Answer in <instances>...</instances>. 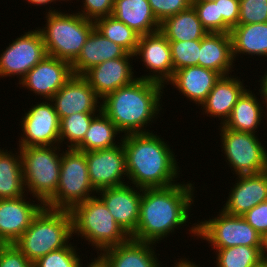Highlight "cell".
I'll use <instances>...</instances> for the list:
<instances>
[{"label": "cell", "mask_w": 267, "mask_h": 267, "mask_svg": "<svg viewBox=\"0 0 267 267\" xmlns=\"http://www.w3.org/2000/svg\"><path fill=\"white\" fill-rule=\"evenodd\" d=\"M181 183L142 189L139 221L131 239L156 244L188 223L195 186Z\"/></svg>", "instance_id": "1"}, {"label": "cell", "mask_w": 267, "mask_h": 267, "mask_svg": "<svg viewBox=\"0 0 267 267\" xmlns=\"http://www.w3.org/2000/svg\"><path fill=\"white\" fill-rule=\"evenodd\" d=\"M121 137L126 154L127 179L132 181L129 184L145 189L178 183L177 155L162 137L153 131Z\"/></svg>", "instance_id": "2"}, {"label": "cell", "mask_w": 267, "mask_h": 267, "mask_svg": "<svg viewBox=\"0 0 267 267\" xmlns=\"http://www.w3.org/2000/svg\"><path fill=\"white\" fill-rule=\"evenodd\" d=\"M164 87L157 82L137 78L102 99L101 111L124 136L149 133L147 124L157 119L163 109L160 99Z\"/></svg>", "instance_id": "3"}, {"label": "cell", "mask_w": 267, "mask_h": 267, "mask_svg": "<svg viewBox=\"0 0 267 267\" xmlns=\"http://www.w3.org/2000/svg\"><path fill=\"white\" fill-rule=\"evenodd\" d=\"M72 237L70 211L44 206L14 245L35 263L48 253L66 247Z\"/></svg>", "instance_id": "4"}, {"label": "cell", "mask_w": 267, "mask_h": 267, "mask_svg": "<svg viewBox=\"0 0 267 267\" xmlns=\"http://www.w3.org/2000/svg\"><path fill=\"white\" fill-rule=\"evenodd\" d=\"M45 14V27L38 29L42 34L47 55L72 64L95 28L94 21L77 12L70 14L50 8Z\"/></svg>", "instance_id": "5"}, {"label": "cell", "mask_w": 267, "mask_h": 267, "mask_svg": "<svg viewBox=\"0 0 267 267\" xmlns=\"http://www.w3.org/2000/svg\"><path fill=\"white\" fill-rule=\"evenodd\" d=\"M73 234L88 241L100 253L127 242L131 237L116 223L103 201L97 197L77 204L70 210Z\"/></svg>", "instance_id": "6"}, {"label": "cell", "mask_w": 267, "mask_h": 267, "mask_svg": "<svg viewBox=\"0 0 267 267\" xmlns=\"http://www.w3.org/2000/svg\"><path fill=\"white\" fill-rule=\"evenodd\" d=\"M60 147V145L18 147L26 192H30V195L32 194L44 205L56 194L58 187L62 161Z\"/></svg>", "instance_id": "7"}, {"label": "cell", "mask_w": 267, "mask_h": 267, "mask_svg": "<svg viewBox=\"0 0 267 267\" xmlns=\"http://www.w3.org/2000/svg\"><path fill=\"white\" fill-rule=\"evenodd\" d=\"M62 152L60 176L56 194L45 204L51 209L71 210L74 206L94 197L86 155L74 148Z\"/></svg>", "instance_id": "8"}, {"label": "cell", "mask_w": 267, "mask_h": 267, "mask_svg": "<svg viewBox=\"0 0 267 267\" xmlns=\"http://www.w3.org/2000/svg\"><path fill=\"white\" fill-rule=\"evenodd\" d=\"M190 227L189 234L206 240L212 248L234 246L262 247L263 237L252 228L243 216L229 215L222 209L212 219L198 221Z\"/></svg>", "instance_id": "9"}, {"label": "cell", "mask_w": 267, "mask_h": 267, "mask_svg": "<svg viewBox=\"0 0 267 267\" xmlns=\"http://www.w3.org/2000/svg\"><path fill=\"white\" fill-rule=\"evenodd\" d=\"M219 127H221L220 142L223 149L221 152L224 153L225 161L235 176L267 171L266 147L256 134L230 130L224 125Z\"/></svg>", "instance_id": "10"}, {"label": "cell", "mask_w": 267, "mask_h": 267, "mask_svg": "<svg viewBox=\"0 0 267 267\" xmlns=\"http://www.w3.org/2000/svg\"><path fill=\"white\" fill-rule=\"evenodd\" d=\"M12 41L0 54V77L17 75L20 81L47 56V52L38 28L24 32Z\"/></svg>", "instance_id": "11"}, {"label": "cell", "mask_w": 267, "mask_h": 267, "mask_svg": "<svg viewBox=\"0 0 267 267\" xmlns=\"http://www.w3.org/2000/svg\"><path fill=\"white\" fill-rule=\"evenodd\" d=\"M22 117L19 147L60 145V119L50 100L37 102Z\"/></svg>", "instance_id": "12"}, {"label": "cell", "mask_w": 267, "mask_h": 267, "mask_svg": "<svg viewBox=\"0 0 267 267\" xmlns=\"http://www.w3.org/2000/svg\"><path fill=\"white\" fill-rule=\"evenodd\" d=\"M84 153L86 155L89 178L96 192L131 182H124L127 178V170L123 143L112 148Z\"/></svg>", "instance_id": "13"}, {"label": "cell", "mask_w": 267, "mask_h": 267, "mask_svg": "<svg viewBox=\"0 0 267 267\" xmlns=\"http://www.w3.org/2000/svg\"><path fill=\"white\" fill-rule=\"evenodd\" d=\"M134 57L141 58L149 74L139 79L157 82L165 86L174 74L170 43L160 31L140 36Z\"/></svg>", "instance_id": "14"}, {"label": "cell", "mask_w": 267, "mask_h": 267, "mask_svg": "<svg viewBox=\"0 0 267 267\" xmlns=\"http://www.w3.org/2000/svg\"><path fill=\"white\" fill-rule=\"evenodd\" d=\"M72 75L69 62L47 55L18 84L41 98L50 100Z\"/></svg>", "instance_id": "15"}, {"label": "cell", "mask_w": 267, "mask_h": 267, "mask_svg": "<svg viewBox=\"0 0 267 267\" xmlns=\"http://www.w3.org/2000/svg\"><path fill=\"white\" fill-rule=\"evenodd\" d=\"M132 186L127 183L97 191L98 197L106 205L116 223L130 237L136 232L142 197V188Z\"/></svg>", "instance_id": "16"}, {"label": "cell", "mask_w": 267, "mask_h": 267, "mask_svg": "<svg viewBox=\"0 0 267 267\" xmlns=\"http://www.w3.org/2000/svg\"><path fill=\"white\" fill-rule=\"evenodd\" d=\"M50 101L59 119L74 113H99L102 102L88 82L79 75H72Z\"/></svg>", "instance_id": "17"}, {"label": "cell", "mask_w": 267, "mask_h": 267, "mask_svg": "<svg viewBox=\"0 0 267 267\" xmlns=\"http://www.w3.org/2000/svg\"><path fill=\"white\" fill-rule=\"evenodd\" d=\"M133 57L134 54L127 53L124 57L104 61L87 70L82 77L102 100L108 94L133 83L138 78L134 76L133 65L130 62Z\"/></svg>", "instance_id": "18"}, {"label": "cell", "mask_w": 267, "mask_h": 267, "mask_svg": "<svg viewBox=\"0 0 267 267\" xmlns=\"http://www.w3.org/2000/svg\"><path fill=\"white\" fill-rule=\"evenodd\" d=\"M25 197L0 199V240L4 244H14L45 206L40 200L36 204Z\"/></svg>", "instance_id": "19"}, {"label": "cell", "mask_w": 267, "mask_h": 267, "mask_svg": "<svg viewBox=\"0 0 267 267\" xmlns=\"http://www.w3.org/2000/svg\"><path fill=\"white\" fill-rule=\"evenodd\" d=\"M238 179V180H237ZM222 210L235 216H244L256 205L267 201V171L259 174L238 175Z\"/></svg>", "instance_id": "20"}, {"label": "cell", "mask_w": 267, "mask_h": 267, "mask_svg": "<svg viewBox=\"0 0 267 267\" xmlns=\"http://www.w3.org/2000/svg\"><path fill=\"white\" fill-rule=\"evenodd\" d=\"M221 77L212 69L188 66L175 71L168 83L199 107Z\"/></svg>", "instance_id": "21"}, {"label": "cell", "mask_w": 267, "mask_h": 267, "mask_svg": "<svg viewBox=\"0 0 267 267\" xmlns=\"http://www.w3.org/2000/svg\"><path fill=\"white\" fill-rule=\"evenodd\" d=\"M243 80L234 75L222 76L201 104L203 115L218 117L220 125L229 119L238 98L246 90ZM209 114V115H208Z\"/></svg>", "instance_id": "22"}, {"label": "cell", "mask_w": 267, "mask_h": 267, "mask_svg": "<svg viewBox=\"0 0 267 267\" xmlns=\"http://www.w3.org/2000/svg\"><path fill=\"white\" fill-rule=\"evenodd\" d=\"M155 243L129 239L127 242L101 252L110 267H161Z\"/></svg>", "instance_id": "23"}, {"label": "cell", "mask_w": 267, "mask_h": 267, "mask_svg": "<svg viewBox=\"0 0 267 267\" xmlns=\"http://www.w3.org/2000/svg\"><path fill=\"white\" fill-rule=\"evenodd\" d=\"M198 58V66L212 69L222 76L232 73L236 64H234L230 33H207L200 40Z\"/></svg>", "instance_id": "24"}, {"label": "cell", "mask_w": 267, "mask_h": 267, "mask_svg": "<svg viewBox=\"0 0 267 267\" xmlns=\"http://www.w3.org/2000/svg\"><path fill=\"white\" fill-rule=\"evenodd\" d=\"M128 52L120 45L104 37L95 28L92 30L81 53L71 64L73 75L82 76L87 70L100 63L124 57Z\"/></svg>", "instance_id": "25"}, {"label": "cell", "mask_w": 267, "mask_h": 267, "mask_svg": "<svg viewBox=\"0 0 267 267\" xmlns=\"http://www.w3.org/2000/svg\"><path fill=\"white\" fill-rule=\"evenodd\" d=\"M112 16L140 36L160 30L148 0H115Z\"/></svg>", "instance_id": "26"}, {"label": "cell", "mask_w": 267, "mask_h": 267, "mask_svg": "<svg viewBox=\"0 0 267 267\" xmlns=\"http://www.w3.org/2000/svg\"><path fill=\"white\" fill-rule=\"evenodd\" d=\"M257 98L252 90L246 89L238 98L224 126L230 130L257 134L256 130H258V127L262 123V119L265 118L263 113L265 114L266 112L263 108L266 106L263 97L261 100L262 103L260 102L261 98L259 100Z\"/></svg>", "instance_id": "27"}, {"label": "cell", "mask_w": 267, "mask_h": 267, "mask_svg": "<svg viewBox=\"0 0 267 267\" xmlns=\"http://www.w3.org/2000/svg\"><path fill=\"white\" fill-rule=\"evenodd\" d=\"M230 36L234 61L239 54L267 57V22L237 25Z\"/></svg>", "instance_id": "28"}, {"label": "cell", "mask_w": 267, "mask_h": 267, "mask_svg": "<svg viewBox=\"0 0 267 267\" xmlns=\"http://www.w3.org/2000/svg\"><path fill=\"white\" fill-rule=\"evenodd\" d=\"M160 31L168 41L201 40L208 33L203 28L192 5L166 18L160 23Z\"/></svg>", "instance_id": "29"}, {"label": "cell", "mask_w": 267, "mask_h": 267, "mask_svg": "<svg viewBox=\"0 0 267 267\" xmlns=\"http://www.w3.org/2000/svg\"><path fill=\"white\" fill-rule=\"evenodd\" d=\"M13 152L0 149V199L20 198L26 194L19 148ZM19 153V154H18Z\"/></svg>", "instance_id": "30"}, {"label": "cell", "mask_w": 267, "mask_h": 267, "mask_svg": "<svg viewBox=\"0 0 267 267\" xmlns=\"http://www.w3.org/2000/svg\"><path fill=\"white\" fill-rule=\"evenodd\" d=\"M121 132L115 124L100 111L91 121L84 139L74 148L87 152L98 149H108L122 143V138L116 144V137Z\"/></svg>", "instance_id": "31"}, {"label": "cell", "mask_w": 267, "mask_h": 267, "mask_svg": "<svg viewBox=\"0 0 267 267\" xmlns=\"http://www.w3.org/2000/svg\"><path fill=\"white\" fill-rule=\"evenodd\" d=\"M95 29L110 41L134 54L140 35L115 17L107 16L94 21Z\"/></svg>", "instance_id": "32"}, {"label": "cell", "mask_w": 267, "mask_h": 267, "mask_svg": "<svg viewBox=\"0 0 267 267\" xmlns=\"http://www.w3.org/2000/svg\"><path fill=\"white\" fill-rule=\"evenodd\" d=\"M216 250V267H256L262 263V247L234 246Z\"/></svg>", "instance_id": "33"}, {"label": "cell", "mask_w": 267, "mask_h": 267, "mask_svg": "<svg viewBox=\"0 0 267 267\" xmlns=\"http://www.w3.org/2000/svg\"><path fill=\"white\" fill-rule=\"evenodd\" d=\"M98 113H74L60 119V146L65 140L67 148H75L87 133L92 119Z\"/></svg>", "instance_id": "34"}, {"label": "cell", "mask_w": 267, "mask_h": 267, "mask_svg": "<svg viewBox=\"0 0 267 267\" xmlns=\"http://www.w3.org/2000/svg\"><path fill=\"white\" fill-rule=\"evenodd\" d=\"M174 72L188 66H198L200 40L169 41Z\"/></svg>", "instance_id": "35"}, {"label": "cell", "mask_w": 267, "mask_h": 267, "mask_svg": "<svg viewBox=\"0 0 267 267\" xmlns=\"http://www.w3.org/2000/svg\"><path fill=\"white\" fill-rule=\"evenodd\" d=\"M203 28L208 33H230L231 29L219 18L218 4L208 1H192Z\"/></svg>", "instance_id": "36"}, {"label": "cell", "mask_w": 267, "mask_h": 267, "mask_svg": "<svg viewBox=\"0 0 267 267\" xmlns=\"http://www.w3.org/2000/svg\"><path fill=\"white\" fill-rule=\"evenodd\" d=\"M77 245L71 242L61 249L52 251L33 263V267H78L82 260L77 252Z\"/></svg>", "instance_id": "37"}, {"label": "cell", "mask_w": 267, "mask_h": 267, "mask_svg": "<svg viewBox=\"0 0 267 267\" xmlns=\"http://www.w3.org/2000/svg\"><path fill=\"white\" fill-rule=\"evenodd\" d=\"M238 25L267 22V0H239Z\"/></svg>", "instance_id": "38"}, {"label": "cell", "mask_w": 267, "mask_h": 267, "mask_svg": "<svg viewBox=\"0 0 267 267\" xmlns=\"http://www.w3.org/2000/svg\"><path fill=\"white\" fill-rule=\"evenodd\" d=\"M148 2L159 23L192 5V0H148Z\"/></svg>", "instance_id": "39"}, {"label": "cell", "mask_w": 267, "mask_h": 267, "mask_svg": "<svg viewBox=\"0 0 267 267\" xmlns=\"http://www.w3.org/2000/svg\"><path fill=\"white\" fill-rule=\"evenodd\" d=\"M115 0H83L81 11H78L84 18L95 21L96 19L111 16Z\"/></svg>", "instance_id": "40"}, {"label": "cell", "mask_w": 267, "mask_h": 267, "mask_svg": "<svg viewBox=\"0 0 267 267\" xmlns=\"http://www.w3.org/2000/svg\"><path fill=\"white\" fill-rule=\"evenodd\" d=\"M0 267H33V263L14 244H5L0 249Z\"/></svg>", "instance_id": "41"}, {"label": "cell", "mask_w": 267, "mask_h": 267, "mask_svg": "<svg viewBox=\"0 0 267 267\" xmlns=\"http://www.w3.org/2000/svg\"><path fill=\"white\" fill-rule=\"evenodd\" d=\"M243 217L262 237L267 235V201L256 205Z\"/></svg>", "instance_id": "42"}, {"label": "cell", "mask_w": 267, "mask_h": 267, "mask_svg": "<svg viewBox=\"0 0 267 267\" xmlns=\"http://www.w3.org/2000/svg\"><path fill=\"white\" fill-rule=\"evenodd\" d=\"M219 18L230 28L238 25L240 1L239 0H218Z\"/></svg>", "instance_id": "43"}, {"label": "cell", "mask_w": 267, "mask_h": 267, "mask_svg": "<svg viewBox=\"0 0 267 267\" xmlns=\"http://www.w3.org/2000/svg\"><path fill=\"white\" fill-rule=\"evenodd\" d=\"M97 256L98 257H95L94 260L92 259V262L88 263V265H84V267H110L109 263L106 261V259L101 253H97ZM78 267H83L82 261H80Z\"/></svg>", "instance_id": "44"}, {"label": "cell", "mask_w": 267, "mask_h": 267, "mask_svg": "<svg viewBox=\"0 0 267 267\" xmlns=\"http://www.w3.org/2000/svg\"><path fill=\"white\" fill-rule=\"evenodd\" d=\"M260 79L261 80L258 81L260 82V89L258 91L259 94H261L260 97H263V100H265L264 102L267 104V71Z\"/></svg>", "instance_id": "45"}, {"label": "cell", "mask_w": 267, "mask_h": 267, "mask_svg": "<svg viewBox=\"0 0 267 267\" xmlns=\"http://www.w3.org/2000/svg\"><path fill=\"white\" fill-rule=\"evenodd\" d=\"M188 259V260H187ZM179 262L176 260V262H174L175 264L172 267H201L199 264L196 265L195 262H191L189 261V258H178ZM195 263V264H194Z\"/></svg>", "instance_id": "46"}, {"label": "cell", "mask_w": 267, "mask_h": 267, "mask_svg": "<svg viewBox=\"0 0 267 267\" xmlns=\"http://www.w3.org/2000/svg\"><path fill=\"white\" fill-rule=\"evenodd\" d=\"M26 1H27L29 4H32V5L34 4V6H36V5H37V6H38V5H40V6H41V5H42V6L44 5V6H45V5H47V4H48V5L51 4L52 2H53V4L55 3L54 0H26Z\"/></svg>", "instance_id": "47"}, {"label": "cell", "mask_w": 267, "mask_h": 267, "mask_svg": "<svg viewBox=\"0 0 267 267\" xmlns=\"http://www.w3.org/2000/svg\"><path fill=\"white\" fill-rule=\"evenodd\" d=\"M267 259V235L263 237L262 260Z\"/></svg>", "instance_id": "48"}, {"label": "cell", "mask_w": 267, "mask_h": 267, "mask_svg": "<svg viewBox=\"0 0 267 267\" xmlns=\"http://www.w3.org/2000/svg\"><path fill=\"white\" fill-rule=\"evenodd\" d=\"M192 1H208V2H216L218 0H192Z\"/></svg>", "instance_id": "49"}, {"label": "cell", "mask_w": 267, "mask_h": 267, "mask_svg": "<svg viewBox=\"0 0 267 267\" xmlns=\"http://www.w3.org/2000/svg\"><path fill=\"white\" fill-rule=\"evenodd\" d=\"M256 267H266V265H265V263L264 262H262V263H260L258 266H256Z\"/></svg>", "instance_id": "50"}, {"label": "cell", "mask_w": 267, "mask_h": 267, "mask_svg": "<svg viewBox=\"0 0 267 267\" xmlns=\"http://www.w3.org/2000/svg\"><path fill=\"white\" fill-rule=\"evenodd\" d=\"M5 244L0 240V249L4 246Z\"/></svg>", "instance_id": "51"}, {"label": "cell", "mask_w": 267, "mask_h": 267, "mask_svg": "<svg viewBox=\"0 0 267 267\" xmlns=\"http://www.w3.org/2000/svg\"><path fill=\"white\" fill-rule=\"evenodd\" d=\"M56 1H59V2H60V1H67V2H68L69 0H54V2H56ZM70 1H71V0H70Z\"/></svg>", "instance_id": "52"}, {"label": "cell", "mask_w": 267, "mask_h": 267, "mask_svg": "<svg viewBox=\"0 0 267 267\" xmlns=\"http://www.w3.org/2000/svg\"><path fill=\"white\" fill-rule=\"evenodd\" d=\"M265 107H266V109H265V110H267V104H266V106H265ZM265 116L267 117V112L265 113ZM265 119L267 120V118H265Z\"/></svg>", "instance_id": "53"}, {"label": "cell", "mask_w": 267, "mask_h": 267, "mask_svg": "<svg viewBox=\"0 0 267 267\" xmlns=\"http://www.w3.org/2000/svg\"><path fill=\"white\" fill-rule=\"evenodd\" d=\"M262 261L265 263V265L267 267V259L266 260H262Z\"/></svg>", "instance_id": "54"}]
</instances>
